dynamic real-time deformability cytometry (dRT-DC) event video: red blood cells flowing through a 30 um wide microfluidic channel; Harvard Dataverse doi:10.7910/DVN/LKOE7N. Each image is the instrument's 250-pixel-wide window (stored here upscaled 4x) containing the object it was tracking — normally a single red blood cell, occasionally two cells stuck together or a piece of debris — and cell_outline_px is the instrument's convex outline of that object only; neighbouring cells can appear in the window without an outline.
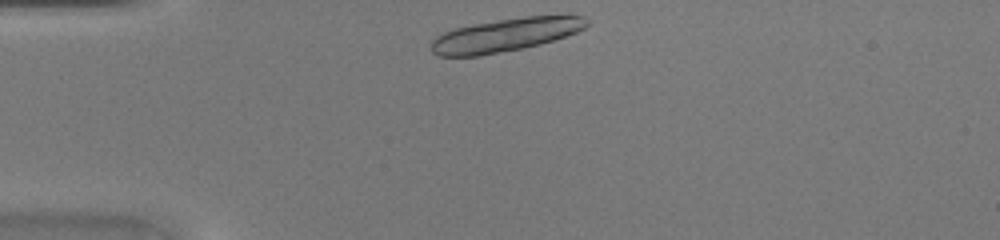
{"species": "common noctule bat (a hibernating species)", "species_latin": "Nyctalus noctula", "temperature_condition": "warm", "stored_images_in_passage": 35, "camera_frame_rate_fps": 3000, "um_per_image_px": 0.085, "animal": {"sex": "female", "body_mass_g": 20.0, "forearm_length_mm": 54.0}, "frame": {"image": 1, "passage_image": 1, "time_ms": 0.0, "image_size_px": [1000, 240], "cell_outline_px": [[588, 24], [584, 28], [576, 32], [540, 44], [524, 48], [480, 56], [440, 56], [432, 52], [432, 40], [436, 36], [444, 32], [456, 28], [472, 24], [524, 16], [584, 16], [588, 20]], "centroid_in_image_um": [42.93, 2.98], "position_along_channel_um": 42.1, "area_um2": 29.88}}
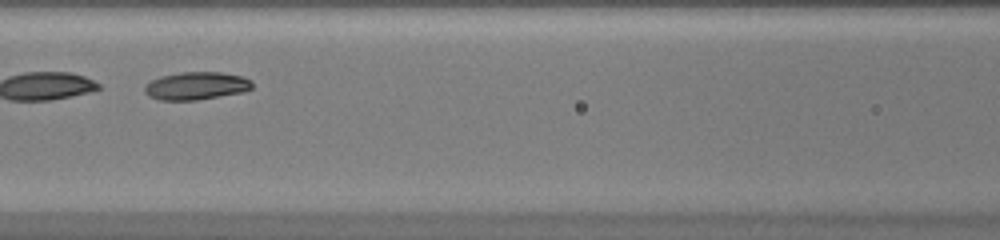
{"frame": {"image": 2, "passage_image": 11, "time_ms": 3.333, "image_size_px": [1000, 240], "cell_outline_px": [[252, 88], [244, 92], [196, 100], [160, 100], [148, 96], [144, 92], [144, 84], [160, 76], [180, 72], [224, 72], [244, 76], [252, 80]], "centroid_in_image_um": [16.69, 7.29], "position_along_channel_um": 149.9, "area_um2": 17.69}}
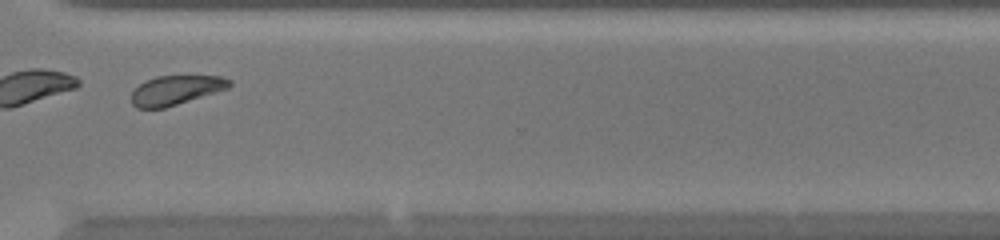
{"frame": {"image": 3, "passage_image": 25, "time_ms": 8.0, "image_size_px": [1000, 240], "cell_outline_px": [[232, 84], [228, 88], [216, 92], [164, 108], [136, 108], [132, 104], [132, 92], [140, 84], [156, 76], [220, 76], [232, 80]], "centroid_in_image_um": [14.96, 7.66], "position_along_channel_um": 355.6, "area_um2": 16.53}}